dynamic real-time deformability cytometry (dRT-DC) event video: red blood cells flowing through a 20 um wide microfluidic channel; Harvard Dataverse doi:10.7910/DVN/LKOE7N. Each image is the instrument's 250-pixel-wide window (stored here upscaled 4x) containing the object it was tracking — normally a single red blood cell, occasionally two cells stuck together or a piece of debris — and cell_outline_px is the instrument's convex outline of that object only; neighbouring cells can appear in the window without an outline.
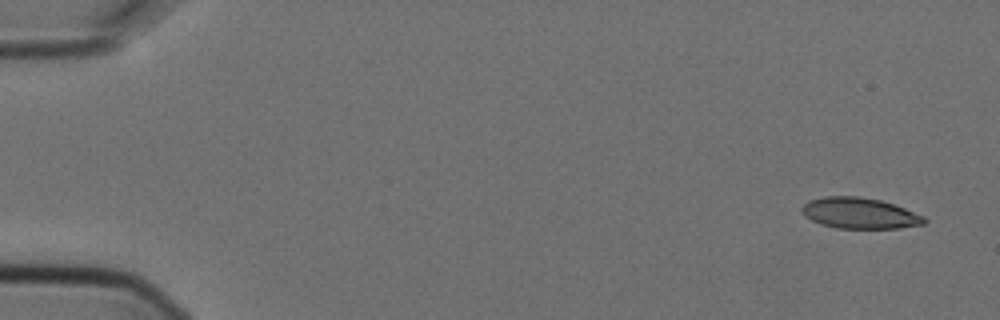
{"species": "Egyptian fruit bat (a non-hibernating species)", "species_latin": "Rousettus aegyptiacus", "temperature_condition": "cold", "stored_images_in_passage": 4, "camera_frame_rate_fps": 3000, "um_per_image_px": 0.085, "animal": {"sex": "female"}, "frame": {"image": 1, "passage_image": 1, "time_ms": 0.0, "image_size_px": [1000, 320], "cell_outline_px": [[924, 224], [900, 228], [836, 228], [820, 224], [804, 216], [800, 208], [808, 200], [824, 196], [860, 196], [880, 200], [904, 208], [924, 216]], "centroid_in_image_um": [73.01, 18.11], "position_along_channel_um": 12.0, "area_um2": 22.02}}